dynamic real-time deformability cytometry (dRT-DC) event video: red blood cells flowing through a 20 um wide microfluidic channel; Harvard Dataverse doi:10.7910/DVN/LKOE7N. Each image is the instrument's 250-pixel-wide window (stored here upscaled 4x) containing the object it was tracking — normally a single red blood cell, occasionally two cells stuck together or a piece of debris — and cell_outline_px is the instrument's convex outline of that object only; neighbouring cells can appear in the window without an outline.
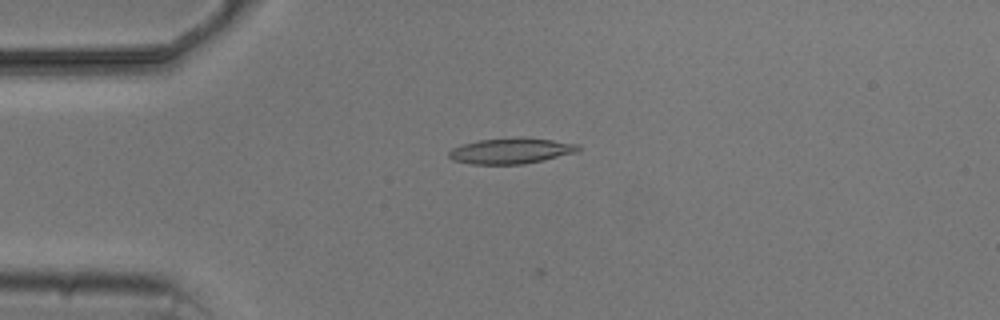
{"species": "common noctule bat (a hibernating species)", "species_latin": "Nyctalus noctula", "temperature_condition": "cold", "stored_images_in_passage": 2, "camera_frame_rate_fps": 3000, "um_per_image_px": 0.085, "animal": {"sex": "male", "body_mass_g": 20.5, "forearm_length_mm": 52.5}, "frame": {"image": 1, "passage_image": 1, "time_ms": 0.0, "image_size_px": [1000, 320], "cell_outline_px": [[580, 152], [544, 160], [524, 164], [472, 164], [452, 160], [448, 156], [448, 152], [452, 148], [464, 144], [480, 140], [552, 140], [580, 144]], "centroid_in_image_um": [43.46, 12.87], "position_along_channel_um": 41.5, "area_um2": 18.61}}